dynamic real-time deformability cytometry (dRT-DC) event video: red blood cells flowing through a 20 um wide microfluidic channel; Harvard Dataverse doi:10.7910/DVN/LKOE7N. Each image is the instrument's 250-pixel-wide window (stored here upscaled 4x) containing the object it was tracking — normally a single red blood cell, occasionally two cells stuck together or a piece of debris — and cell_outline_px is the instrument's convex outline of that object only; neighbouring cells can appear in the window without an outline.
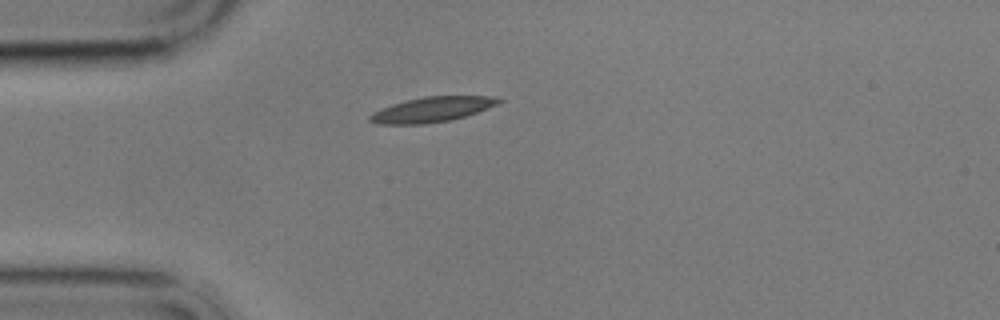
{"species": "common noctule bat (a hibernating species)", "species_latin": "Nyctalus noctula", "temperature_condition": "cold", "stored_images_in_passage": 5, "camera_frame_rate_fps": 3000, "um_per_image_px": 0.085, "animal": {"sex": "male", "body_mass_g": 17.9}, "frame": {"image": 1, "passage_image": 5, "time_ms": 4.667, "image_size_px": [1000, 320], "cell_outline_px": [[504, 100], [496, 104], [476, 112], [464, 116], [448, 120], [424, 124], [380, 124], [368, 120], [368, 116], [372, 112], [392, 104], [404, 100], [424, 96], [488, 96]], "centroid_in_image_um": [36.64, 9.3], "position_along_channel_um": 48.4, "area_um2": 18.55}}